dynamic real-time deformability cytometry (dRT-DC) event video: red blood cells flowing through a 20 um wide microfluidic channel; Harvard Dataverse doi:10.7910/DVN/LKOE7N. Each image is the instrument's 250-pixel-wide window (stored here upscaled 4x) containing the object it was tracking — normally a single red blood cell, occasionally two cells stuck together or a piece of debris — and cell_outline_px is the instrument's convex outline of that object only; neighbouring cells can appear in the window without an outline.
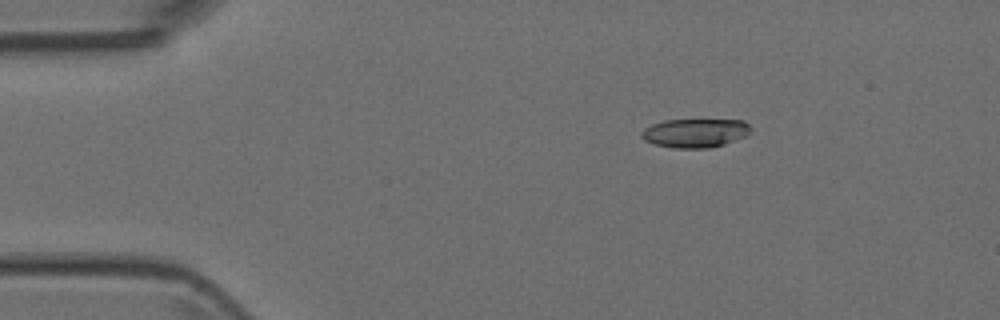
{"species": "Egyptian fruit bat (a non-hibernating species)", "species_latin": "Rousettus aegyptiacus", "temperature_condition": "room temperature", "stored_images_in_passage": 4, "camera_frame_rate_fps": 3000, "um_per_image_px": 0.085, "animal": {"sex": "female"}, "frame": {"image": 1, "passage_image": 2, "time_ms": 0.333, "image_size_px": [1000, 320], "cell_outline_px": [[752, 128], [748, 136], [724, 144], [708, 148], [676, 148], [656, 144], [644, 140], [640, 136], [640, 132], [644, 128], [652, 124], [664, 120], [744, 120]], "centroid_in_image_um": [59.1, 11.3], "position_along_channel_um": 25.9, "area_um2": 18.44}}
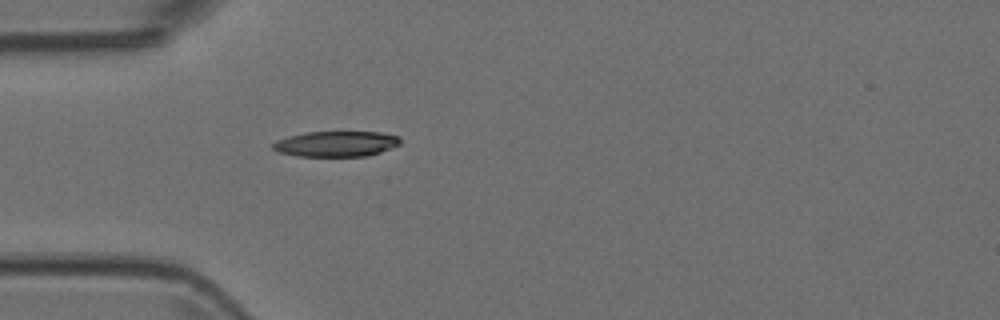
{"frame": {"image": 2, "passage_image": 4, "time_ms": 1.0, "image_size_px": [1000, 320], "cell_outline_px": [[400, 144], [380, 152], [368, 156], [296, 156], [280, 152], [272, 148], [272, 144], [276, 140], [288, 136], [308, 132], [380, 132], [400, 136]], "centroid_in_image_um": [28.57, 12.22], "position_along_channel_um": 56.4, "area_um2": 18.9}}